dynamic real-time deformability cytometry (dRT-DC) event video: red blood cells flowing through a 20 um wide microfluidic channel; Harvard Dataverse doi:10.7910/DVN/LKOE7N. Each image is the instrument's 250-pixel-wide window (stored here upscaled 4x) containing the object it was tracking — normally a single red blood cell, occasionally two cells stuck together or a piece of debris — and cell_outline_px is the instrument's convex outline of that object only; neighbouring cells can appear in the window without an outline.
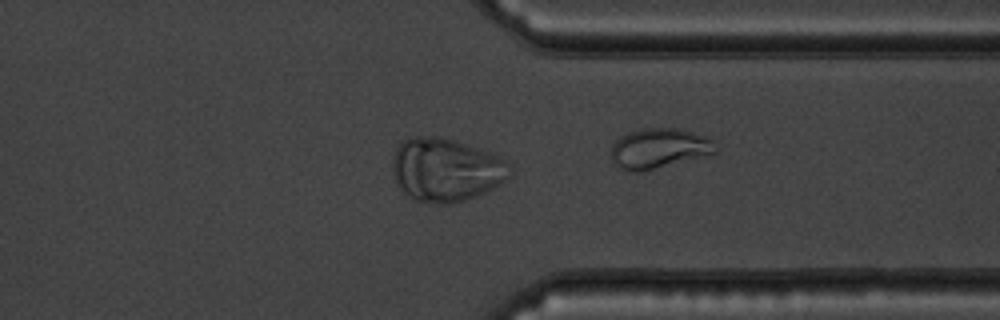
{"species": "common noctule bat (a hibernating species)", "species_latin": "Nyctalus noctula", "temperature_condition": "warm", "stored_images_in_passage": 34, "camera_frame_rate_fps": 3000, "um_per_image_px": 0.085, "animal": {"sex": "male", "body_mass_g": 19.5, "forearm_length_mm": 54.6}, "frame": {"image": 1, "passage_image": 25, "time_ms": 8.0, "image_size_px": [1000, 320], "cell_outline_px": [[512, 176], [492, 188], [484, 192], [464, 200], [448, 204], [440, 204], [416, 200], [404, 196], [396, 180], [392, 168], [392, 156], [400, 140], [408, 136], [440, 136], [500, 156], [512, 164]], "centroid_in_image_um": [37.88, 14.42], "position_along_channel_um": 373.5, "area_um2": 43.7}}